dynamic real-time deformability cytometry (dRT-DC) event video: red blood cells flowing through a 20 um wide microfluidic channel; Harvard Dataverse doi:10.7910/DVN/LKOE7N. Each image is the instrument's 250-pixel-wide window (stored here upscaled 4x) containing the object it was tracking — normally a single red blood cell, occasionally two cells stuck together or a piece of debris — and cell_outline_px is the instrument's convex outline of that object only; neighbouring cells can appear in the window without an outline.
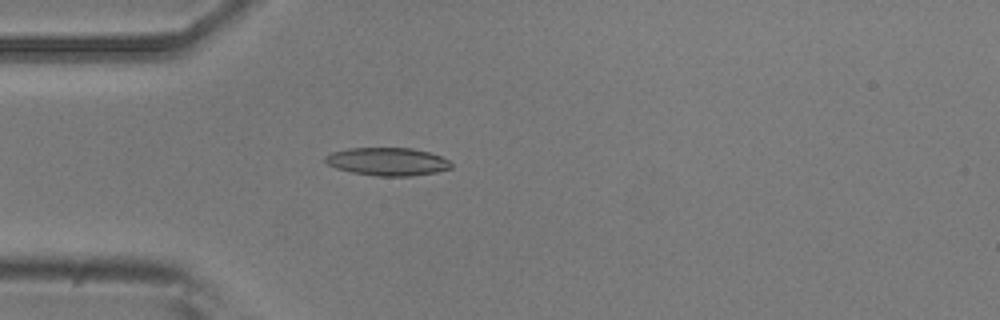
{"species": "common noctule bat (a hibernating species)", "species_latin": "Nyctalus noctula", "temperature_condition": "room temperature", "stored_images_in_passage": 5, "camera_frame_rate_fps": 3000, "um_per_image_px": 0.085, "animal": {"sex": "male", "body_mass_g": 20.5, "forearm_length_mm": 52.5}, "frame": {"image": 1, "passage_image": 5, "time_ms": 4.667, "image_size_px": [1000, 320], "cell_outline_px": [[452, 168], [436, 172], [412, 176], [376, 176], [352, 172], [336, 168], [328, 164], [324, 160], [324, 156], [332, 152], [348, 148], [412, 148], [428, 152], [440, 156], [448, 160], [452, 164]], "centroid_in_image_um": [32.93, 13.73], "position_along_channel_um": 52.1, "area_um2": 20.52}}